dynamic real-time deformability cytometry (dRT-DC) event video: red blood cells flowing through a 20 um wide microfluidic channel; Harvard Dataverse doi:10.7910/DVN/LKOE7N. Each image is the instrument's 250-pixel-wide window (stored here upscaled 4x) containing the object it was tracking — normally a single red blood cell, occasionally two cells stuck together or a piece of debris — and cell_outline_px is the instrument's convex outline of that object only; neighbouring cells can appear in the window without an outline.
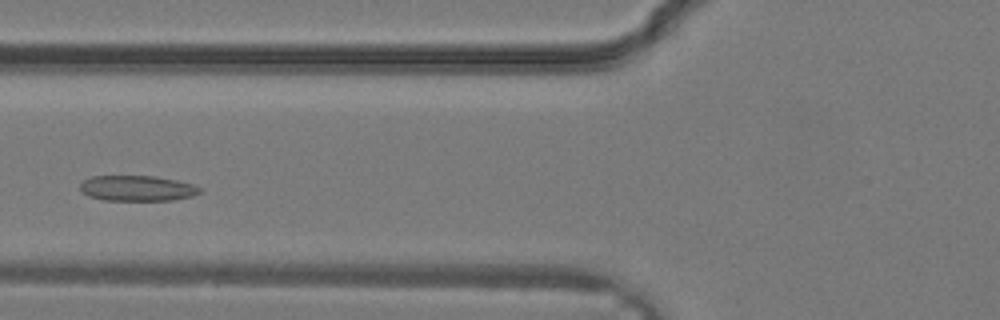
{"species": "common noctule bat (a hibernating species)", "species_latin": "Nyctalus noctula", "temperature_condition": "warm", "stored_images_in_passage": 16, "camera_frame_rate_fps": 3000, "um_per_image_px": 0.085, "animal": {"sex": "male", "body_mass_g": 19.2, "forearm_length_mm": 51.8}, "frame": {"image": 1, "passage_image": 8, "time_ms": 2.333, "image_size_px": [1000, 320], "cell_outline_px": [[200, 192], [192, 196], [172, 200], [104, 200], [88, 196], [80, 192], [80, 184], [84, 180], [92, 176], [156, 176], [176, 180], [192, 184], [200, 188]], "centroid_in_image_um": [11.62, 16.0], "position_along_channel_um": 114.2, "area_um2": 17.74}}
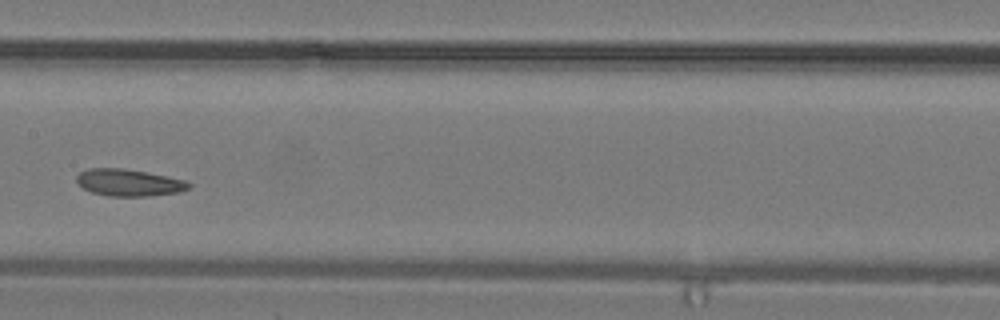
{"frame": {"image": 2, "passage_image": 12, "time_ms": 3.667, "image_size_px": [1000, 320], "cell_outline_px": [[192, 184], [188, 188], [180, 192], [148, 196], [108, 196], [92, 192], [84, 188], [76, 180], [76, 176], [80, 172], [88, 168], [124, 168], [148, 172], [184, 180]], "centroid_in_image_um": [10.95, 15.51], "position_along_channel_um": 196.4, "area_um2": 17.57}}
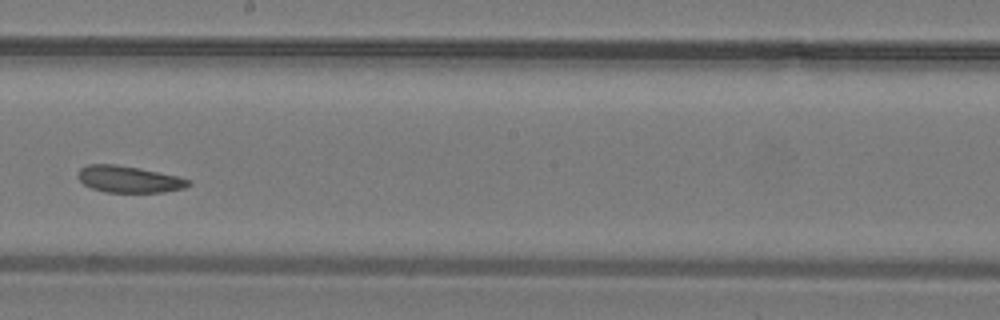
{"frame": {"image": 3, "passage_image": 14, "time_ms": 4.333, "image_size_px": [1000, 320], "cell_outline_px": [[192, 184], [184, 188], [164, 192], [104, 192], [92, 188], [84, 184], [76, 176], [80, 168], [88, 164], [116, 164], [140, 168], [180, 176], [192, 180]], "centroid_in_image_um": [10.99, 15.23], "position_along_channel_um": 237.2, "area_um2": 17.4}}